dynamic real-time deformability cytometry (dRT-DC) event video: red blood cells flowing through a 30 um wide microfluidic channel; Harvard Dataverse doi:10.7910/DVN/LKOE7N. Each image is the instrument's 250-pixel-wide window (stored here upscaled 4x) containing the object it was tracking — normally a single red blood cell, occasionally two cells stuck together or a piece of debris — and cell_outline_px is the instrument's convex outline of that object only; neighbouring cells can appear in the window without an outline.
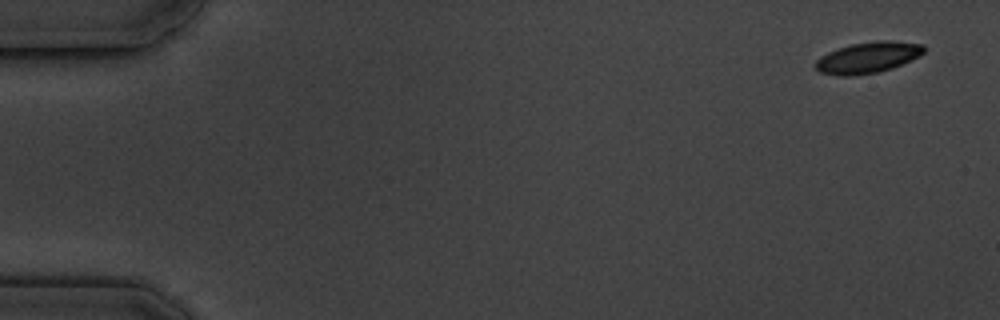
{"species": "common noctule bat (a hibernating species)", "species_latin": "Nyctalus noctula", "temperature_condition": "cold", "stored_images_in_passage": 5, "camera_frame_rate_fps": 3000, "um_per_image_px": 0.085, "animal": {"sex": "male", "body_mass_g": 19.5, "forearm_length_mm": 54.6}, "frame": {"image": 1, "passage_image": 1, "time_ms": 0.0, "image_size_px": [1000, 320], "cell_outline_px": [[924, 52], [920, 56], [892, 68], [880, 72], [848, 76], [840, 76], [820, 72], [812, 64], [820, 56], [828, 52], [852, 44], [876, 40], [888, 40], [924, 44]], "centroid_in_image_um": [73.76, 4.89], "position_along_channel_um": 11.2, "area_um2": 19.71}}
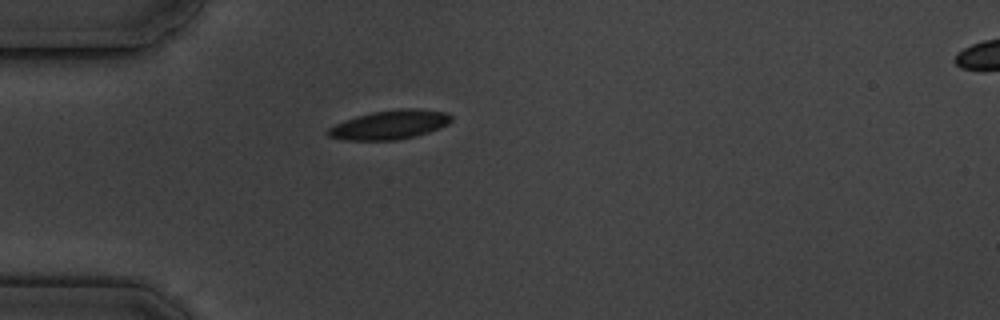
{"frame": {"image": 2, "passage_image": 5, "time_ms": 4.667, "image_size_px": [1000, 320], "cell_outline_px": [[452, 120], [448, 124], [440, 128], [416, 136], [396, 140], [344, 140], [328, 136], [324, 132], [328, 128], [344, 120], [356, 116], [372, 112], [400, 108], [412, 108], [448, 112], [452, 116]], "centroid_in_image_um": [33.12, 10.6], "position_along_channel_um": 51.9, "area_um2": 21.04}}